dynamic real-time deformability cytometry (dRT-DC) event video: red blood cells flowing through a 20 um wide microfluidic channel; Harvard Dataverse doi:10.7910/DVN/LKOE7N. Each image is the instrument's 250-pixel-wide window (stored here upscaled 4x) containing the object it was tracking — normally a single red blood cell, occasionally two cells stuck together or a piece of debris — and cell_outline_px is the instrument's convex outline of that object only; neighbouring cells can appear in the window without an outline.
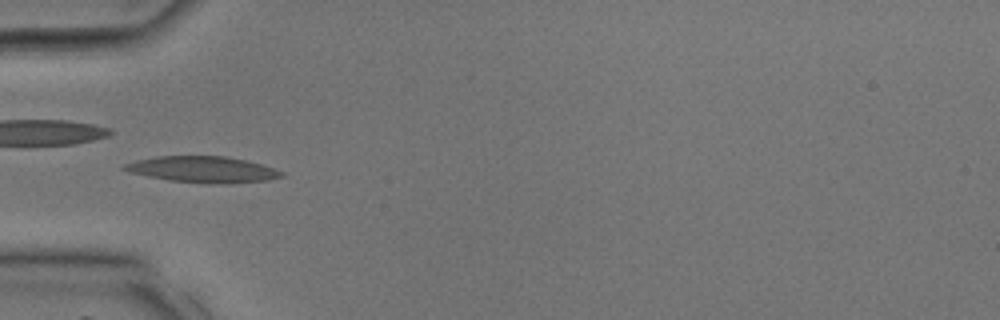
{"species": "common noctule bat (a hibernating species)", "species_latin": "Nyctalus noctula", "temperature_condition": "room temperature", "stored_images_in_passage": 18, "camera_frame_rate_fps": 3000, "um_per_image_px": 0.085, "animal": {"sex": "male", "body_mass_g": 17.9, "forearm_length_mm": 54.2}, "frame": {"image": 1, "passage_image": 13, "time_ms": 4.0, "image_size_px": [1000, 320], "cell_outline_px": [[284, 176], [268, 180], [208, 184], [172, 180], [148, 176], [132, 172], [120, 168], [124, 164], [136, 160], [156, 156], [224, 156], [264, 164], [284, 172]], "centroid_in_image_um": [17.25, 14.39], "position_along_channel_um": 67.7, "area_um2": 23.7}}